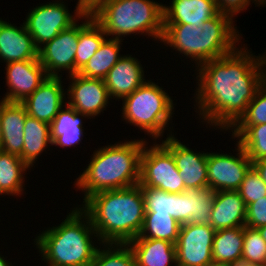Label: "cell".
<instances>
[{"mask_svg":"<svg viewBox=\"0 0 266 266\" xmlns=\"http://www.w3.org/2000/svg\"><path fill=\"white\" fill-rule=\"evenodd\" d=\"M231 53L200 64L196 74L194 112L206 128L228 131L245 113L263 85L260 56L247 44Z\"/></svg>","mask_w":266,"mask_h":266,"instance_id":"obj_1","label":"cell"},{"mask_svg":"<svg viewBox=\"0 0 266 266\" xmlns=\"http://www.w3.org/2000/svg\"><path fill=\"white\" fill-rule=\"evenodd\" d=\"M78 206L90 217L101 243L128 244L144 224V197L139 184L97 192Z\"/></svg>","mask_w":266,"mask_h":266,"instance_id":"obj_2","label":"cell"},{"mask_svg":"<svg viewBox=\"0 0 266 266\" xmlns=\"http://www.w3.org/2000/svg\"><path fill=\"white\" fill-rule=\"evenodd\" d=\"M147 140H123L94 150L89 164L73 182L82 191L83 202L91 195L105 190L135 186L140 181V156Z\"/></svg>","mask_w":266,"mask_h":266,"instance_id":"obj_3","label":"cell"},{"mask_svg":"<svg viewBox=\"0 0 266 266\" xmlns=\"http://www.w3.org/2000/svg\"><path fill=\"white\" fill-rule=\"evenodd\" d=\"M64 219L57 226L46 227L35 235L32 244L41 262L46 266H91L102 243L90 217L76 205Z\"/></svg>","mask_w":266,"mask_h":266,"instance_id":"obj_4","label":"cell"},{"mask_svg":"<svg viewBox=\"0 0 266 266\" xmlns=\"http://www.w3.org/2000/svg\"><path fill=\"white\" fill-rule=\"evenodd\" d=\"M160 43L194 62L195 69L205 62L218 59L234 51L242 43L235 21L225 14L204 22L199 27L191 24H163Z\"/></svg>","mask_w":266,"mask_h":266,"instance_id":"obj_5","label":"cell"},{"mask_svg":"<svg viewBox=\"0 0 266 266\" xmlns=\"http://www.w3.org/2000/svg\"><path fill=\"white\" fill-rule=\"evenodd\" d=\"M92 17L108 38L144 35L160 43L163 37V3L156 0H111Z\"/></svg>","mask_w":266,"mask_h":266,"instance_id":"obj_6","label":"cell"},{"mask_svg":"<svg viewBox=\"0 0 266 266\" xmlns=\"http://www.w3.org/2000/svg\"><path fill=\"white\" fill-rule=\"evenodd\" d=\"M152 80L154 79H147L143 85L122 99L121 120L136 126L140 132H145L152 141H160L165 137L166 130L170 131L166 132L167 137L174 134L172 118L177 103L173 102V96L167 93L164 86H159V83Z\"/></svg>","mask_w":266,"mask_h":266,"instance_id":"obj_7","label":"cell"},{"mask_svg":"<svg viewBox=\"0 0 266 266\" xmlns=\"http://www.w3.org/2000/svg\"><path fill=\"white\" fill-rule=\"evenodd\" d=\"M139 185L168 193L186 190L172 153L161 142L152 141V145L145 142L140 156Z\"/></svg>","mask_w":266,"mask_h":266,"instance_id":"obj_8","label":"cell"},{"mask_svg":"<svg viewBox=\"0 0 266 266\" xmlns=\"http://www.w3.org/2000/svg\"><path fill=\"white\" fill-rule=\"evenodd\" d=\"M29 10L24 23L38 49L82 16L76 6L74 13H70L68 3L60 0L39 4Z\"/></svg>","mask_w":266,"mask_h":266,"instance_id":"obj_9","label":"cell"},{"mask_svg":"<svg viewBox=\"0 0 266 266\" xmlns=\"http://www.w3.org/2000/svg\"><path fill=\"white\" fill-rule=\"evenodd\" d=\"M235 142V155L230 152H208V186L215 191H238L246 172L252 166L245 150Z\"/></svg>","mask_w":266,"mask_h":266,"instance_id":"obj_10","label":"cell"},{"mask_svg":"<svg viewBox=\"0 0 266 266\" xmlns=\"http://www.w3.org/2000/svg\"><path fill=\"white\" fill-rule=\"evenodd\" d=\"M79 21L80 18L38 49L39 61L48 77H62L63 73H67L66 77L75 74Z\"/></svg>","mask_w":266,"mask_h":266,"instance_id":"obj_11","label":"cell"},{"mask_svg":"<svg viewBox=\"0 0 266 266\" xmlns=\"http://www.w3.org/2000/svg\"><path fill=\"white\" fill-rule=\"evenodd\" d=\"M216 230L209 224H182L175 243L177 266H208Z\"/></svg>","mask_w":266,"mask_h":266,"instance_id":"obj_12","label":"cell"},{"mask_svg":"<svg viewBox=\"0 0 266 266\" xmlns=\"http://www.w3.org/2000/svg\"><path fill=\"white\" fill-rule=\"evenodd\" d=\"M66 103L90 119L100 116L110 104V96L103 79L87 78L76 73L67 76Z\"/></svg>","mask_w":266,"mask_h":266,"instance_id":"obj_13","label":"cell"},{"mask_svg":"<svg viewBox=\"0 0 266 266\" xmlns=\"http://www.w3.org/2000/svg\"><path fill=\"white\" fill-rule=\"evenodd\" d=\"M175 135H170L160 141L172 153L185 189L208 187V152H197L189 148L187 143L183 144Z\"/></svg>","mask_w":266,"mask_h":266,"instance_id":"obj_14","label":"cell"},{"mask_svg":"<svg viewBox=\"0 0 266 266\" xmlns=\"http://www.w3.org/2000/svg\"><path fill=\"white\" fill-rule=\"evenodd\" d=\"M5 65L7 92L1 99L3 101L21 103L48 78L39 59L14 61Z\"/></svg>","mask_w":266,"mask_h":266,"instance_id":"obj_15","label":"cell"},{"mask_svg":"<svg viewBox=\"0 0 266 266\" xmlns=\"http://www.w3.org/2000/svg\"><path fill=\"white\" fill-rule=\"evenodd\" d=\"M62 77H48L30 96L21 103L27 111V115L48 123L66 104V89L62 83Z\"/></svg>","mask_w":266,"mask_h":266,"instance_id":"obj_16","label":"cell"},{"mask_svg":"<svg viewBox=\"0 0 266 266\" xmlns=\"http://www.w3.org/2000/svg\"><path fill=\"white\" fill-rule=\"evenodd\" d=\"M143 66L141 61L131 54H124L118 60L104 79L111 100H122L147 81Z\"/></svg>","mask_w":266,"mask_h":266,"instance_id":"obj_17","label":"cell"},{"mask_svg":"<svg viewBox=\"0 0 266 266\" xmlns=\"http://www.w3.org/2000/svg\"><path fill=\"white\" fill-rule=\"evenodd\" d=\"M0 17V62L7 64L38 58V48L28 33L25 23L20 26Z\"/></svg>","mask_w":266,"mask_h":266,"instance_id":"obj_18","label":"cell"},{"mask_svg":"<svg viewBox=\"0 0 266 266\" xmlns=\"http://www.w3.org/2000/svg\"><path fill=\"white\" fill-rule=\"evenodd\" d=\"M213 0H172L163 4V24H191L199 27L219 14Z\"/></svg>","mask_w":266,"mask_h":266,"instance_id":"obj_19","label":"cell"},{"mask_svg":"<svg viewBox=\"0 0 266 266\" xmlns=\"http://www.w3.org/2000/svg\"><path fill=\"white\" fill-rule=\"evenodd\" d=\"M26 116L27 111L22 103L1 100L2 145L0 150L17 155L22 160Z\"/></svg>","mask_w":266,"mask_h":266,"instance_id":"obj_20","label":"cell"},{"mask_svg":"<svg viewBox=\"0 0 266 266\" xmlns=\"http://www.w3.org/2000/svg\"><path fill=\"white\" fill-rule=\"evenodd\" d=\"M247 207L238 191H216L209 225L216 231L244 227Z\"/></svg>","mask_w":266,"mask_h":266,"instance_id":"obj_21","label":"cell"},{"mask_svg":"<svg viewBox=\"0 0 266 266\" xmlns=\"http://www.w3.org/2000/svg\"><path fill=\"white\" fill-rule=\"evenodd\" d=\"M83 118L90 119L86 114L78 113L66 103L50 124L52 147L77 148L86 134Z\"/></svg>","mask_w":266,"mask_h":266,"instance_id":"obj_22","label":"cell"},{"mask_svg":"<svg viewBox=\"0 0 266 266\" xmlns=\"http://www.w3.org/2000/svg\"><path fill=\"white\" fill-rule=\"evenodd\" d=\"M128 244L133 250L136 266H177L175 244L169 241L134 238Z\"/></svg>","mask_w":266,"mask_h":266,"instance_id":"obj_23","label":"cell"},{"mask_svg":"<svg viewBox=\"0 0 266 266\" xmlns=\"http://www.w3.org/2000/svg\"><path fill=\"white\" fill-rule=\"evenodd\" d=\"M28 170L32 169L19 156L0 150V195L9 198L26 195L24 187Z\"/></svg>","mask_w":266,"mask_h":266,"instance_id":"obj_24","label":"cell"},{"mask_svg":"<svg viewBox=\"0 0 266 266\" xmlns=\"http://www.w3.org/2000/svg\"><path fill=\"white\" fill-rule=\"evenodd\" d=\"M51 146L50 125L27 115L24 123L23 161L33 169L37 159H40L43 152L47 153Z\"/></svg>","mask_w":266,"mask_h":266,"instance_id":"obj_25","label":"cell"},{"mask_svg":"<svg viewBox=\"0 0 266 266\" xmlns=\"http://www.w3.org/2000/svg\"><path fill=\"white\" fill-rule=\"evenodd\" d=\"M82 20V21H81ZM108 38L92 16L80 17L79 42L75 55V74L78 73Z\"/></svg>","mask_w":266,"mask_h":266,"instance_id":"obj_26","label":"cell"},{"mask_svg":"<svg viewBox=\"0 0 266 266\" xmlns=\"http://www.w3.org/2000/svg\"><path fill=\"white\" fill-rule=\"evenodd\" d=\"M244 227L221 229L215 232L212 260L216 263L236 264L242 259Z\"/></svg>","mask_w":266,"mask_h":266,"instance_id":"obj_27","label":"cell"},{"mask_svg":"<svg viewBox=\"0 0 266 266\" xmlns=\"http://www.w3.org/2000/svg\"><path fill=\"white\" fill-rule=\"evenodd\" d=\"M122 42L120 39L107 38L78 74L104 80L109 70L123 56L120 53Z\"/></svg>","mask_w":266,"mask_h":266,"instance_id":"obj_28","label":"cell"},{"mask_svg":"<svg viewBox=\"0 0 266 266\" xmlns=\"http://www.w3.org/2000/svg\"><path fill=\"white\" fill-rule=\"evenodd\" d=\"M229 132V136L234 140L236 138L251 161L266 158V124L232 126Z\"/></svg>","mask_w":266,"mask_h":266,"instance_id":"obj_29","label":"cell"},{"mask_svg":"<svg viewBox=\"0 0 266 266\" xmlns=\"http://www.w3.org/2000/svg\"><path fill=\"white\" fill-rule=\"evenodd\" d=\"M180 226L169 214H145L142 230L136 238L160 239L175 244Z\"/></svg>","mask_w":266,"mask_h":266,"instance_id":"obj_30","label":"cell"},{"mask_svg":"<svg viewBox=\"0 0 266 266\" xmlns=\"http://www.w3.org/2000/svg\"><path fill=\"white\" fill-rule=\"evenodd\" d=\"M215 190L208 187L186 189L184 193L189 199L190 220L188 224H209Z\"/></svg>","mask_w":266,"mask_h":266,"instance_id":"obj_31","label":"cell"},{"mask_svg":"<svg viewBox=\"0 0 266 266\" xmlns=\"http://www.w3.org/2000/svg\"><path fill=\"white\" fill-rule=\"evenodd\" d=\"M91 266H136V260L129 244L102 243Z\"/></svg>","mask_w":266,"mask_h":266,"instance_id":"obj_32","label":"cell"},{"mask_svg":"<svg viewBox=\"0 0 266 266\" xmlns=\"http://www.w3.org/2000/svg\"><path fill=\"white\" fill-rule=\"evenodd\" d=\"M241 261L265 266L266 242L258 229L244 226V244Z\"/></svg>","mask_w":266,"mask_h":266,"instance_id":"obj_33","label":"cell"},{"mask_svg":"<svg viewBox=\"0 0 266 266\" xmlns=\"http://www.w3.org/2000/svg\"><path fill=\"white\" fill-rule=\"evenodd\" d=\"M144 197L145 214H169L173 217V193L141 186Z\"/></svg>","mask_w":266,"mask_h":266,"instance_id":"obj_34","label":"cell"},{"mask_svg":"<svg viewBox=\"0 0 266 266\" xmlns=\"http://www.w3.org/2000/svg\"><path fill=\"white\" fill-rule=\"evenodd\" d=\"M266 124V86L263 84L254 99L247 105L245 113L233 126Z\"/></svg>","mask_w":266,"mask_h":266,"instance_id":"obj_35","label":"cell"},{"mask_svg":"<svg viewBox=\"0 0 266 266\" xmlns=\"http://www.w3.org/2000/svg\"><path fill=\"white\" fill-rule=\"evenodd\" d=\"M238 192L246 207L260 198L266 197V184L253 166L246 172Z\"/></svg>","mask_w":266,"mask_h":266,"instance_id":"obj_36","label":"cell"},{"mask_svg":"<svg viewBox=\"0 0 266 266\" xmlns=\"http://www.w3.org/2000/svg\"><path fill=\"white\" fill-rule=\"evenodd\" d=\"M266 225V197L249 204L246 211L245 226L258 229Z\"/></svg>","mask_w":266,"mask_h":266,"instance_id":"obj_37","label":"cell"},{"mask_svg":"<svg viewBox=\"0 0 266 266\" xmlns=\"http://www.w3.org/2000/svg\"><path fill=\"white\" fill-rule=\"evenodd\" d=\"M173 218L180 224H186L190 220L189 199L186 194L173 193Z\"/></svg>","mask_w":266,"mask_h":266,"instance_id":"obj_38","label":"cell"},{"mask_svg":"<svg viewBox=\"0 0 266 266\" xmlns=\"http://www.w3.org/2000/svg\"><path fill=\"white\" fill-rule=\"evenodd\" d=\"M252 0H217V7L219 12L230 16L233 20L240 13L247 10V8L252 4Z\"/></svg>","mask_w":266,"mask_h":266,"instance_id":"obj_39","label":"cell"},{"mask_svg":"<svg viewBox=\"0 0 266 266\" xmlns=\"http://www.w3.org/2000/svg\"><path fill=\"white\" fill-rule=\"evenodd\" d=\"M111 0H83L78 8L81 15L93 16Z\"/></svg>","mask_w":266,"mask_h":266,"instance_id":"obj_40","label":"cell"},{"mask_svg":"<svg viewBox=\"0 0 266 266\" xmlns=\"http://www.w3.org/2000/svg\"><path fill=\"white\" fill-rule=\"evenodd\" d=\"M252 166L255 168L261 179L266 184V158L252 161Z\"/></svg>","mask_w":266,"mask_h":266,"instance_id":"obj_41","label":"cell"},{"mask_svg":"<svg viewBox=\"0 0 266 266\" xmlns=\"http://www.w3.org/2000/svg\"><path fill=\"white\" fill-rule=\"evenodd\" d=\"M260 56V61H261V65H262V72H263V84L266 86V50L265 52Z\"/></svg>","mask_w":266,"mask_h":266,"instance_id":"obj_42","label":"cell"},{"mask_svg":"<svg viewBox=\"0 0 266 266\" xmlns=\"http://www.w3.org/2000/svg\"><path fill=\"white\" fill-rule=\"evenodd\" d=\"M6 258L8 257H4V255H2L0 252V266H14L12 262L10 263V261H8Z\"/></svg>","mask_w":266,"mask_h":266,"instance_id":"obj_43","label":"cell"},{"mask_svg":"<svg viewBox=\"0 0 266 266\" xmlns=\"http://www.w3.org/2000/svg\"><path fill=\"white\" fill-rule=\"evenodd\" d=\"M252 3L255 4V7H266V0H252Z\"/></svg>","mask_w":266,"mask_h":266,"instance_id":"obj_44","label":"cell"},{"mask_svg":"<svg viewBox=\"0 0 266 266\" xmlns=\"http://www.w3.org/2000/svg\"><path fill=\"white\" fill-rule=\"evenodd\" d=\"M258 231L260 232L263 240L266 242V225L259 227Z\"/></svg>","mask_w":266,"mask_h":266,"instance_id":"obj_45","label":"cell"},{"mask_svg":"<svg viewBox=\"0 0 266 266\" xmlns=\"http://www.w3.org/2000/svg\"><path fill=\"white\" fill-rule=\"evenodd\" d=\"M233 266H261V265L251 264V263L240 261L236 264H233Z\"/></svg>","mask_w":266,"mask_h":266,"instance_id":"obj_46","label":"cell"},{"mask_svg":"<svg viewBox=\"0 0 266 266\" xmlns=\"http://www.w3.org/2000/svg\"><path fill=\"white\" fill-rule=\"evenodd\" d=\"M208 266H233V265L232 264H227V263H216V262H212Z\"/></svg>","mask_w":266,"mask_h":266,"instance_id":"obj_47","label":"cell"},{"mask_svg":"<svg viewBox=\"0 0 266 266\" xmlns=\"http://www.w3.org/2000/svg\"><path fill=\"white\" fill-rule=\"evenodd\" d=\"M0 112H1V100H0ZM2 145V127H1V121H0V149Z\"/></svg>","mask_w":266,"mask_h":266,"instance_id":"obj_48","label":"cell"},{"mask_svg":"<svg viewBox=\"0 0 266 266\" xmlns=\"http://www.w3.org/2000/svg\"><path fill=\"white\" fill-rule=\"evenodd\" d=\"M83 0H77L76 7L79 8L82 4Z\"/></svg>","mask_w":266,"mask_h":266,"instance_id":"obj_49","label":"cell"}]
</instances>
